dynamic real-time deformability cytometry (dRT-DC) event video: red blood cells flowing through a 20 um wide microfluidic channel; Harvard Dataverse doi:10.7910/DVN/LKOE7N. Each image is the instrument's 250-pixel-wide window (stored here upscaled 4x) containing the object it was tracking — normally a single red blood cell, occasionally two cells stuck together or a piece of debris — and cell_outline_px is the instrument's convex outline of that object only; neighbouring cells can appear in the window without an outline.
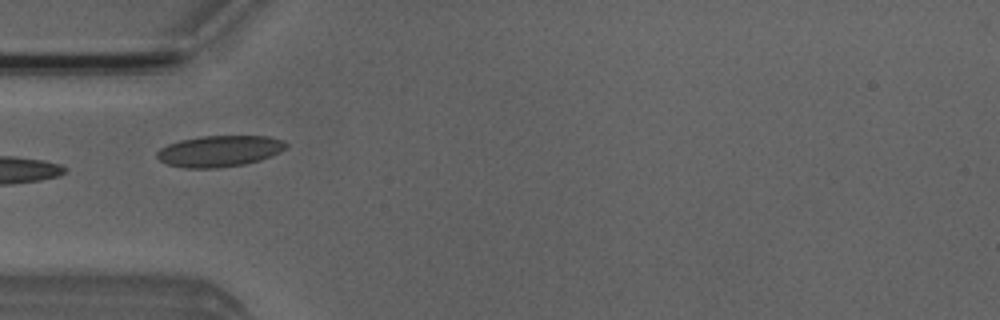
{"species": "Egyptian fruit bat (a non-hibernating species)", "species_latin": "Rousettus aegyptiacus", "temperature_condition": "room temperature", "stored_images_in_passage": 3, "camera_frame_rate_fps": 3000, "um_per_image_px": 0.085, "animal": {"sex": "male"}, "frame": {"image": 1, "passage_image": 2, "time_ms": 1.0, "image_size_px": [1000, 320], "cell_outline_px": [[288, 148], [272, 156], [260, 160], [244, 164], [216, 168], [184, 168], [168, 164], [160, 160], [156, 156], [156, 152], [160, 148], [168, 144], [180, 140], [200, 136], [272, 136], [284, 140], [288, 144]], "centroid_in_image_um": [18.69, 12.83], "position_along_channel_um": 66.3, "area_um2": 23.7}}